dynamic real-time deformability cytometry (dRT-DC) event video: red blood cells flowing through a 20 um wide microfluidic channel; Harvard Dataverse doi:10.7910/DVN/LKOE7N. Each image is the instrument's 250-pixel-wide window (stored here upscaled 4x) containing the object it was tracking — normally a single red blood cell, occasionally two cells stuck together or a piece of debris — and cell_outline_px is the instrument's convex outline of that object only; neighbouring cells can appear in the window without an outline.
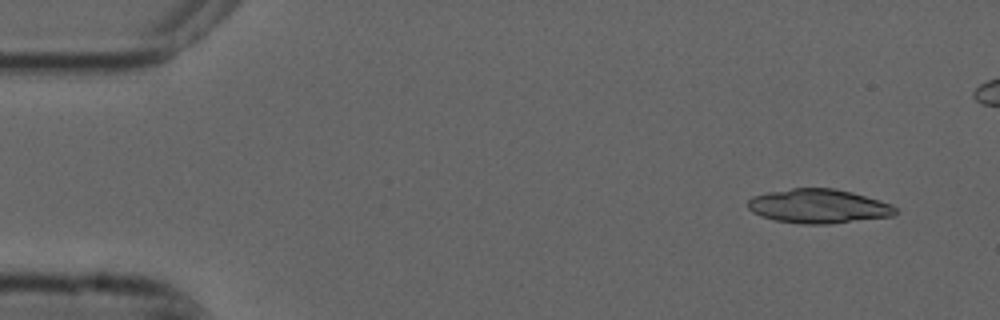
{"species": "common noctule bat (a hibernating species)", "species_latin": "Nyctalus noctula", "temperature_condition": "cold", "stored_images_in_passage": 5, "camera_frame_rate_fps": 3000, "um_per_image_px": 0.085, "animal": {"sex": "male", "forearm_length_mm": 52.5}, "frame": {"image": 1, "passage_image": 1, "time_ms": 0.0, "image_size_px": [1000, 320], "cell_outline_px": [[896, 212], [892, 216], [828, 224], [800, 224], [776, 220], [760, 216], [752, 212], [748, 208], [748, 200], [752, 196], [768, 192], [792, 188], [836, 188], [852, 192], [880, 200], [892, 204], [896, 208]], "centroid_in_image_um": [69.56, 17.52], "position_along_channel_um": 15.4, "area_um2": 29.42}}